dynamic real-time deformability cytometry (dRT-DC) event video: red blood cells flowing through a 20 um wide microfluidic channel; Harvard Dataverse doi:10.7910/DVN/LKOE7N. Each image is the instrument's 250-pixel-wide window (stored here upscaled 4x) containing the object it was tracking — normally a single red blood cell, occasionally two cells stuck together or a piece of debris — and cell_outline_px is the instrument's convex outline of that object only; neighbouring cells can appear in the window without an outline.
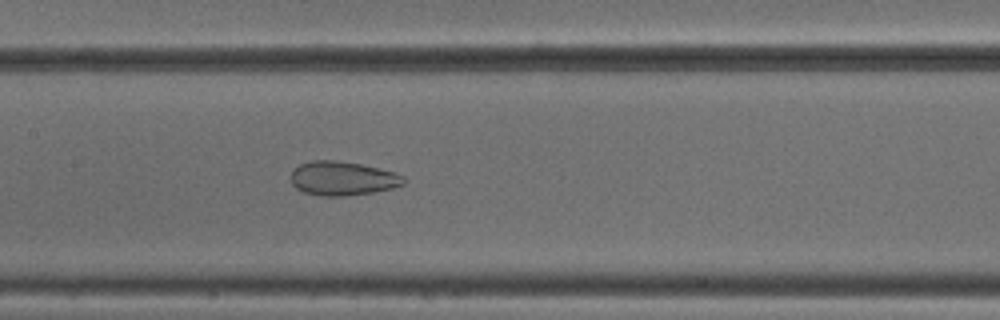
{"species": "common noctule bat (a hibernating species)", "species_latin": "Nyctalus noctula", "temperature_condition": "cold", "stored_images_in_passage": 51, "camera_frame_rate_fps": 3000, "um_per_image_px": 0.085, "animal": {"sex": "male", "body_mass_g": 18.8}, "frame": {"image": 1, "passage_image": 25, "time_ms": 8.0, "image_size_px": [1000, 320], "cell_outline_px": [[404, 184], [392, 188], [372, 192], [344, 196], [320, 196], [304, 192], [296, 188], [292, 184], [292, 172], [300, 164], [312, 160], [336, 160], [360, 164], [396, 172], [404, 176]], "centroid_in_image_um": [29.13, 15.16], "position_along_channel_um": 178.3, "area_um2": 22.25}}
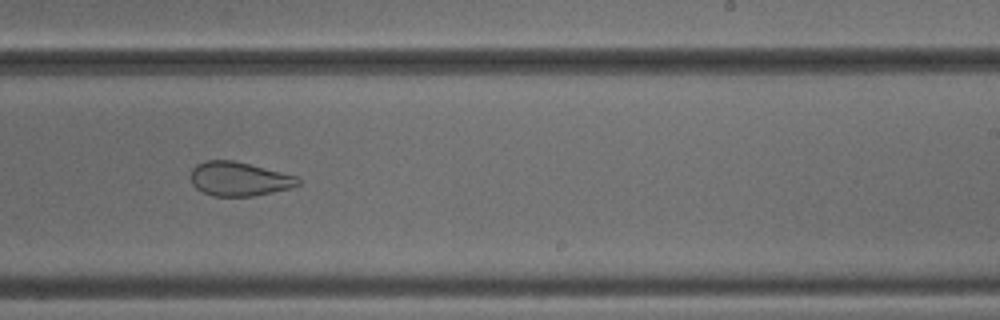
{"frame": {"image": 2, "passage_image": 32, "time_ms": 10.333, "image_size_px": [1000, 320], "cell_outline_px": [[300, 184], [292, 188], [252, 196], [212, 196], [196, 188], [192, 184], [192, 168], [196, 164], [204, 160], [236, 160], [296, 176], [300, 180]], "centroid_in_image_um": [20.32, 15.2], "position_along_channel_um": 268.7, "area_um2": 21.33}}
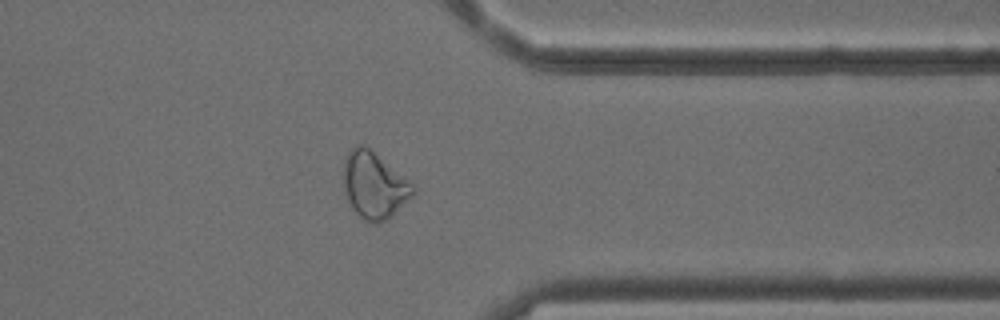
{"frame": {"image": 3, "passage_image": 41, "time_ms": 13.333, "image_size_px": [1000, 320], "cell_outline_px": [[416, 192], [392, 216], [376, 224], [368, 224], [356, 216], [344, 192], [344, 156], [356, 144], [364, 144], [416, 184]], "centroid_in_image_um": [31.82, 15.76], "position_along_channel_um": 379.6, "area_um2": 27.57}, "authors_computed_cell_mechanics": {"area_um2": 28.7266, "velocity_mm_per_s": 3.8821, "shape_relaxation_time_tau1_ms": null, "shape_relaxation_time_tau2_ms": 2.1387, "deformation_change_tau1": null, "deformation_change_tau2": 0.085}}